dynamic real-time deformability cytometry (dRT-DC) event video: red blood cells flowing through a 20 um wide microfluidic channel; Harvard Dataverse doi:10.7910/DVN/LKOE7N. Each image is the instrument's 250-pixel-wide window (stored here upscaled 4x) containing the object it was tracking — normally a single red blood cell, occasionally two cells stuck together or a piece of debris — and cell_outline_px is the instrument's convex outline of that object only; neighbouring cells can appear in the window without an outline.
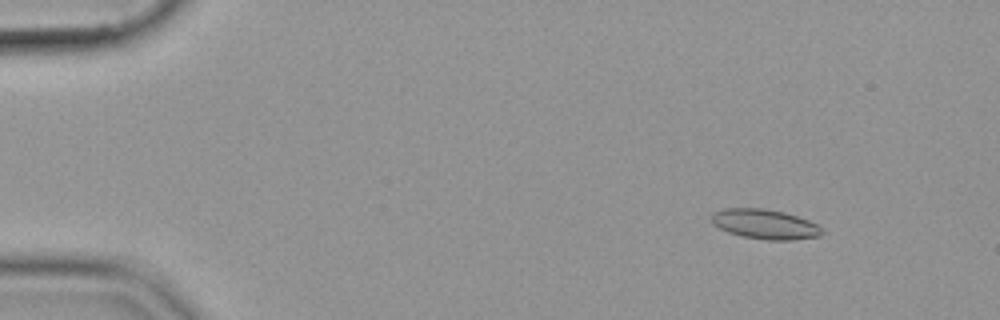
{"species": "common noctule bat (a hibernating species)", "species_latin": "Nyctalus noctula", "temperature_condition": "cold", "stored_images_in_passage": 55, "camera_frame_rate_fps": 3000, "um_per_image_px": 0.085, "animal": {"sex": "female", "body_mass_g": 19.9}, "frame": {"image": 1, "passage_image": 7, "time_ms": 2.0, "image_size_px": [1000, 320], "cell_outline_px": [[824, 232], [820, 236], [792, 240], [768, 240], [744, 236], [728, 232], [712, 224], [708, 216], [712, 212], [724, 208], [764, 208], [784, 212], [808, 220], [816, 224]], "centroid_in_image_um": [64.96, 19.04], "position_along_channel_um": 20.0, "area_um2": 19.25}}
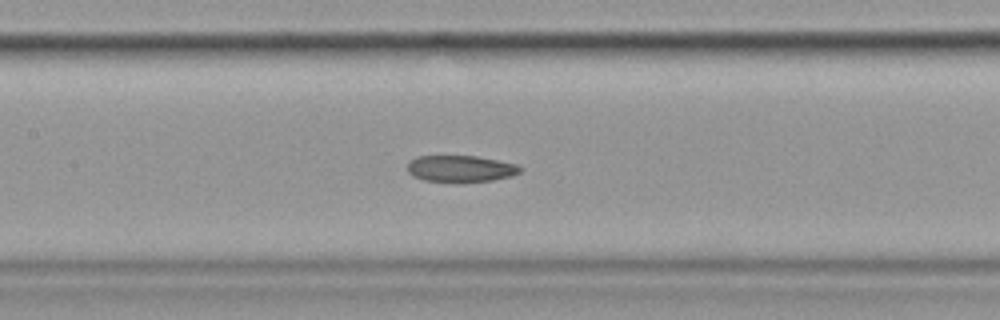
{"frame": {"image": 2, "passage_image": 27, "time_ms": 8.667, "image_size_px": [1000, 320], "cell_outline_px": [[520, 172], [512, 176], [492, 180], [424, 180], [412, 176], [408, 172], [408, 160], [416, 156], [476, 156], [516, 164], [520, 168]], "centroid_in_image_um": [39.1, 14.3], "position_along_channel_um": 168.3, "area_um2": 16.88}}
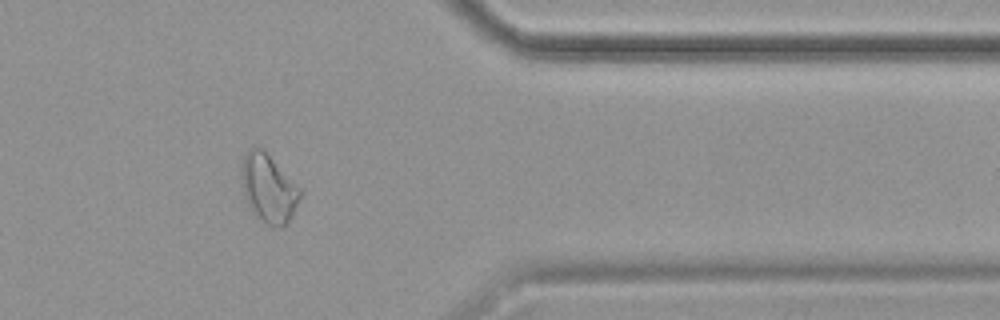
{"frame": {"image": 3, "passage_image": 46, "time_ms": 15.0, "image_size_px": [1000, 320], "cell_outline_px": [[300, 196], [292, 216], [280, 228], [268, 224], [256, 216], [248, 208], [244, 196], [240, 168], [244, 152], [248, 148], [260, 148], [268, 152], [300, 188]], "centroid_in_image_um": [22.78, 15.97], "position_along_channel_um": 388.6, "area_um2": 23.41}}